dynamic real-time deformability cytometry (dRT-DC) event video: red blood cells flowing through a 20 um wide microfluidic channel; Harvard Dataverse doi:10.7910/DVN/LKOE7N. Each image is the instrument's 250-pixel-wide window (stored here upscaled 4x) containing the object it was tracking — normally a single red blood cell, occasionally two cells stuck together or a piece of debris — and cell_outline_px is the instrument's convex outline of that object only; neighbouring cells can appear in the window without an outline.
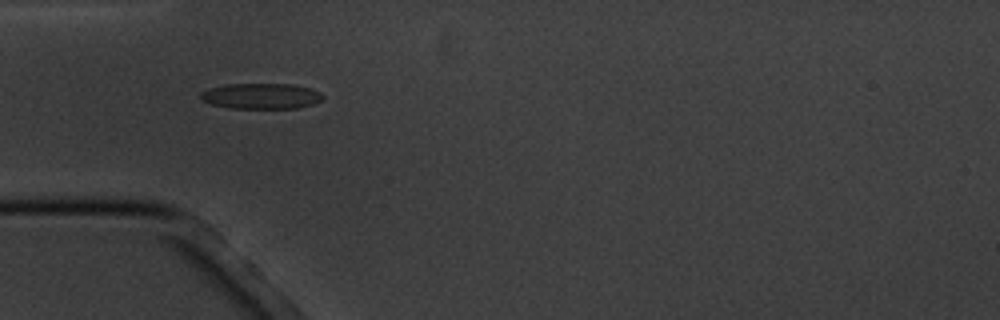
{"species": "common noctule bat (a hibernating species)", "species_latin": "Nyctalus noctula", "temperature_condition": "cold", "stored_images_in_passage": 5, "camera_frame_rate_fps": 3000, "um_per_image_px": 0.085, "animal": {"sex": "male", "body_mass_g": 20.1, "forearm_length_mm": 53.5}, "frame": {"image": 1, "passage_image": 4, "time_ms": 3.667, "image_size_px": [1000, 320], "cell_outline_px": [[324, 96], [320, 100], [312, 104], [296, 108], [228, 108], [212, 104], [204, 100], [200, 96], [200, 92], [208, 88], [224, 84], [292, 84], [312, 88], [320, 92]], "centroid_in_image_um": [22.19, 8.15], "position_along_channel_um": 62.8, "area_um2": 18.26}}
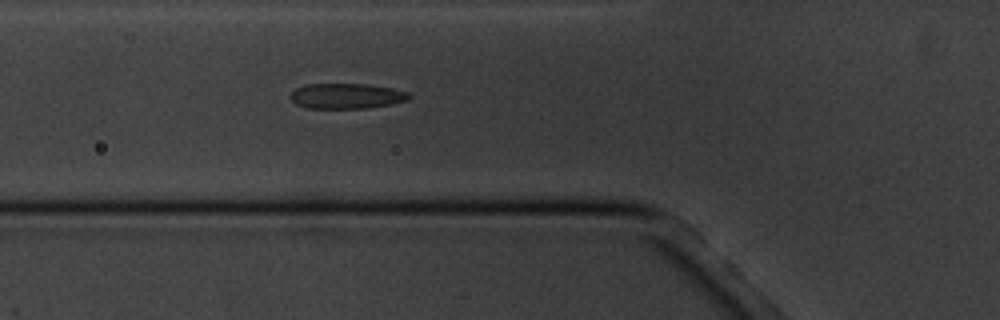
{"frame": {"image": 2, "passage_image": 5, "time_ms": 4.667, "image_size_px": [1000, 320], "cell_outline_px": [[412, 96], [408, 100], [368, 108], [308, 108], [296, 104], [288, 96], [296, 88], [304, 84], [368, 84], [392, 88], [408, 92]], "centroid_in_image_um": [29.44, 8.15], "position_along_channel_um": 96.4, "area_um2": 17.51}}